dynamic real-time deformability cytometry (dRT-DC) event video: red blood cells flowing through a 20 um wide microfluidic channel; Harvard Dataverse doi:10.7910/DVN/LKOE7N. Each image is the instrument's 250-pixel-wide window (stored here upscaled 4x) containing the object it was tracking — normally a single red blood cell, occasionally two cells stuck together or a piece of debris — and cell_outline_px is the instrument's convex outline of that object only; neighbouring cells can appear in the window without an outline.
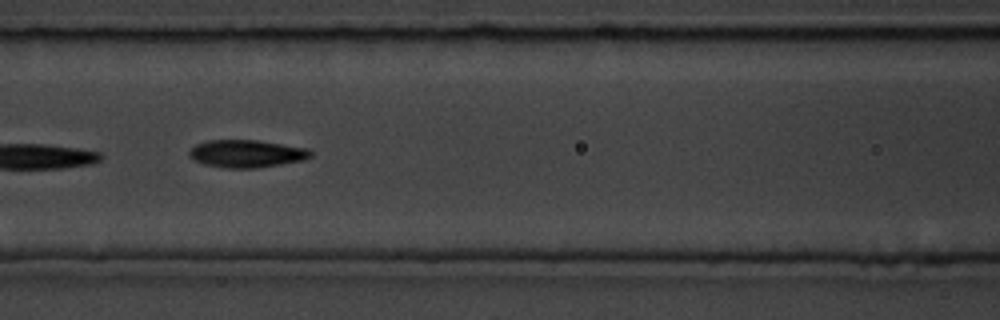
{"species": "common noctule bat (a hibernating species)", "species_latin": "Nyctalus noctula", "temperature_condition": "room temperature", "stored_images_in_passage": 16, "camera_frame_rate_fps": 3000, "um_per_image_px": 0.085, "animal": {"sex": "male", "body_mass_g": 19.5, "forearm_length_mm": 54.6}, "frame": {"image": 1, "passage_image": 7, "time_ms": 6.667, "image_size_px": [1000, 320], "cell_outline_px": [[312, 156], [304, 160], [256, 168], [224, 168], [204, 164], [192, 160], [188, 156], [188, 152], [196, 144], [208, 140], [256, 140], [308, 148], [312, 152]], "centroid_in_image_um": [20.93, 13.06], "position_along_channel_um": 145.7, "area_um2": 19.59}}
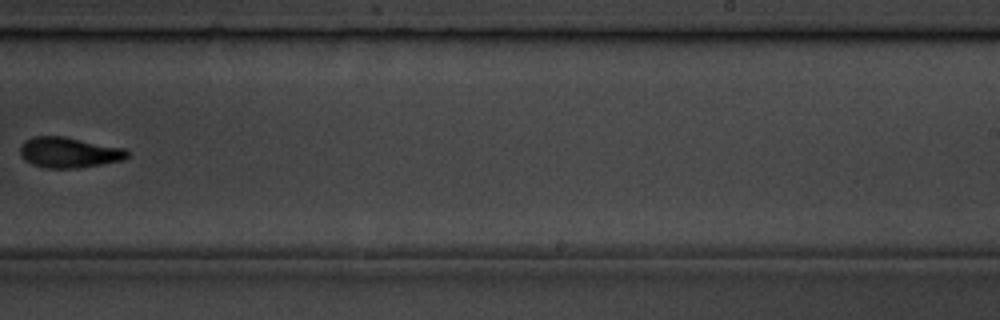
{"frame": {"image": 2, "passage_image": 10, "time_ms": 10.333, "image_size_px": [1000, 320], "cell_outline_px": [[132, 156], [124, 160], [76, 168], [44, 168], [32, 164], [24, 160], [20, 152], [20, 144], [24, 140], [32, 136], [64, 136], [124, 148]], "centroid_in_image_um": [5.85, 12.95], "position_along_channel_um": 283.2, "area_um2": 19.25}, "authors_computed_cell_mechanics": {"area_um2": 19.4208, "velocity_mm_per_s": 3.7539, "shape_relaxation_time_tau1_ms": 2.2944, "shape_relaxation_time_tau2_ms": 4.8535, "deformation_change_tau1": 0.2032, "deformation_change_tau2": 0.13}}